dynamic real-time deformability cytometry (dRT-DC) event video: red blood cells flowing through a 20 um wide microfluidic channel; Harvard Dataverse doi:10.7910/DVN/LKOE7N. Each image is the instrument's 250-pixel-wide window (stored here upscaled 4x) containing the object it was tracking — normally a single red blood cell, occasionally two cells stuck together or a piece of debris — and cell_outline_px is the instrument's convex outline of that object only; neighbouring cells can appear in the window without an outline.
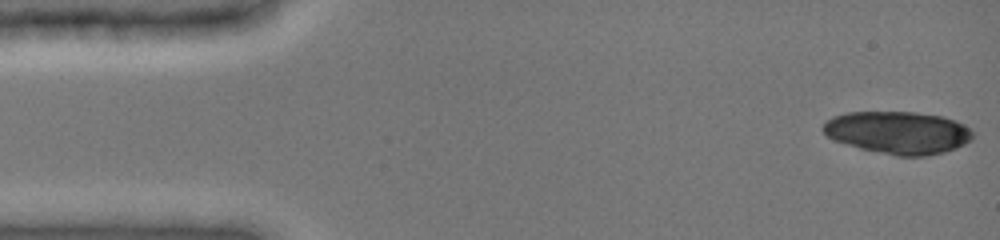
{"species": "common noctule bat (a hibernating species)", "species_latin": "Nyctalus noctula", "temperature_condition": "cold", "stored_images_in_passage": 13, "camera_frame_rate_fps": 3000, "um_per_image_px": 0.085, "animal": {"sex": "female", "body_mass_g": 19.0, "forearm_length_mm": 51.5}, "frame": {"image": 1, "passage_image": 1, "time_ms": 0.0, "image_size_px": [1000, 240], "cell_outline_px": [[972, 140], [956, 148], [944, 152], [928, 156], [896, 156], [860, 148], [832, 140], [820, 128], [832, 116], [848, 112], [916, 112], [944, 116], [956, 120], [964, 124], [972, 132]], "centroid_in_image_um": [76.34, 11.26], "position_along_channel_um": 8.7, "area_um2": 37.28}}